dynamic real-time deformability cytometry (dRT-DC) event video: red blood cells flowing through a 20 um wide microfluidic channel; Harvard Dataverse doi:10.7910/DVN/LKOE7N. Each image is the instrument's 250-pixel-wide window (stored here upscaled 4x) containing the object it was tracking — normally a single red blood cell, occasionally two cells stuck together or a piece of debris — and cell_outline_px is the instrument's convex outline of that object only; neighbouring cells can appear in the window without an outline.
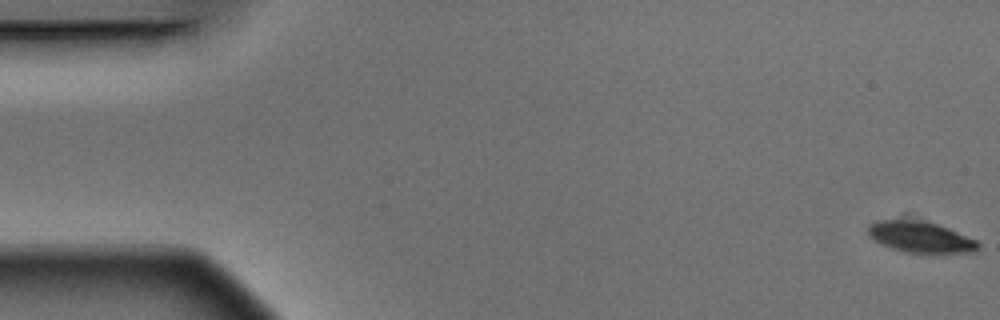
{"species": "Egyptian fruit bat (a non-hibernating species)", "species_latin": "Rousettus aegyptiacus", "temperature_condition": "warm", "stored_images_in_passage": 15, "camera_frame_rate_fps": 3000, "um_per_image_px": 0.085, "animal": {"sex": "male"}, "frame": {"image": 1, "passage_image": 1, "time_ms": 0.0, "image_size_px": [1000, 320], "cell_outline_px": [[980, 244], [972, 252], [936, 256], [904, 252], [880, 244], [868, 236], [868, 224], [876, 220], [912, 220], [936, 224], [948, 228], [976, 240]], "centroid_in_image_um": [78.23, 20.21], "position_along_channel_um": 6.8, "area_um2": 20.46}}
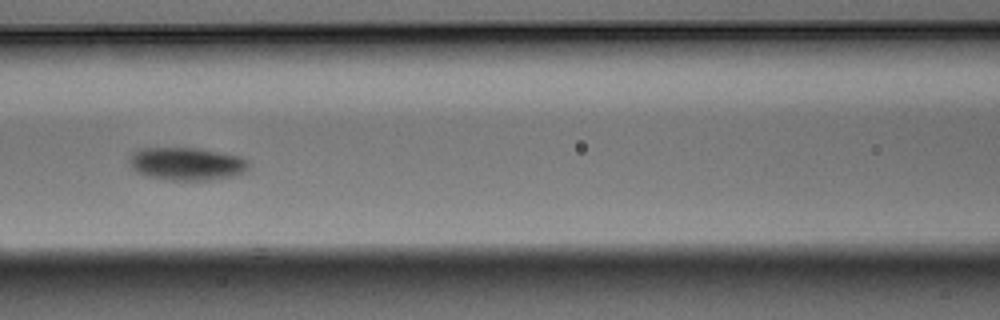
{"frame": {"image": 2, "passage_image": 7, "time_ms": 2.0, "image_size_px": [1000, 320], "cell_outline_px": [[248, 168], [244, 172], [236, 176], [208, 180], [164, 180], [144, 176], [136, 172], [132, 168], [128, 160], [128, 156], [132, 152], [140, 148], [196, 148], [240, 156], [248, 160]], "centroid_in_image_um": [15.82, 13.93], "position_along_channel_um": 150.8, "area_um2": 23.18}}
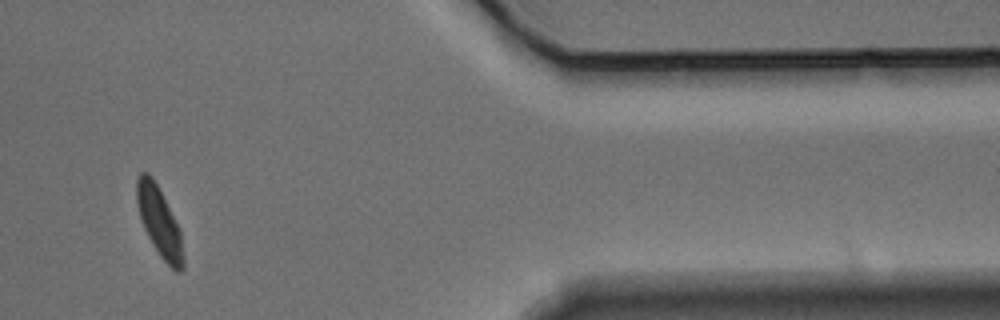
{"frame": {"image": 3, "passage_image": 13, "time_ms": 4.0, "image_size_px": [1000, 320], "cell_outline_px": [[184, 268], [180, 272], [176, 272], [160, 256], [152, 244], [144, 228], [136, 204], [136, 180], [140, 172], [148, 172], [152, 176], [180, 232], [184, 256]], "centroid_in_image_um": [13.52, 18.88], "position_along_channel_um": 397.9, "area_um2": 18.38}}